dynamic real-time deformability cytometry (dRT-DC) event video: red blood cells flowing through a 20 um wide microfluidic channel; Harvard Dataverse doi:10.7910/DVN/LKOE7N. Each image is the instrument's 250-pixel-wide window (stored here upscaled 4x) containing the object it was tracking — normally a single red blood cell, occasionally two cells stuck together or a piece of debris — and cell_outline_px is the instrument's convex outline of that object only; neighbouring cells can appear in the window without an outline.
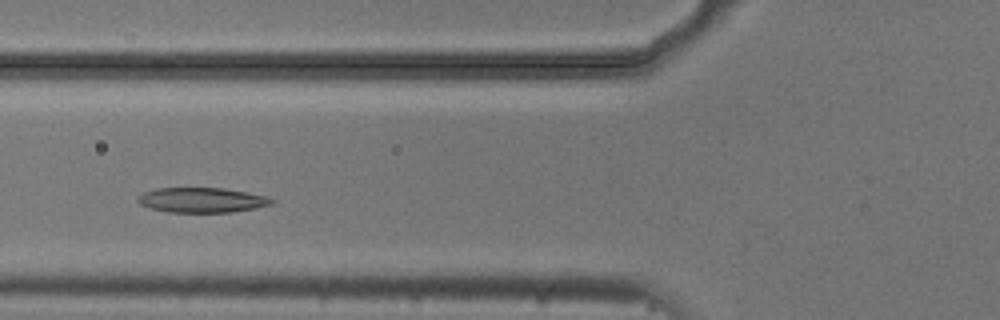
{"species": "common noctule bat (a hibernating species)", "species_latin": "Nyctalus noctula", "temperature_condition": "cold", "stored_images_in_passage": 7, "camera_frame_rate_fps": 3000, "um_per_image_px": 0.085, "animal": {"sex": "male", "body_mass_g": 20.5, "forearm_length_mm": 52.5}, "frame": {"image": 1, "passage_image": 4, "time_ms": 1.0, "image_size_px": [1000, 320], "cell_outline_px": [[276, 200], [272, 204], [232, 212], [168, 212], [148, 208], [140, 204], [136, 200], [136, 196], [144, 192], [156, 188], [224, 188], [264, 196]], "centroid_in_image_um": [17.08, 17.0], "position_along_channel_um": 108.7, "area_um2": 19.36}}
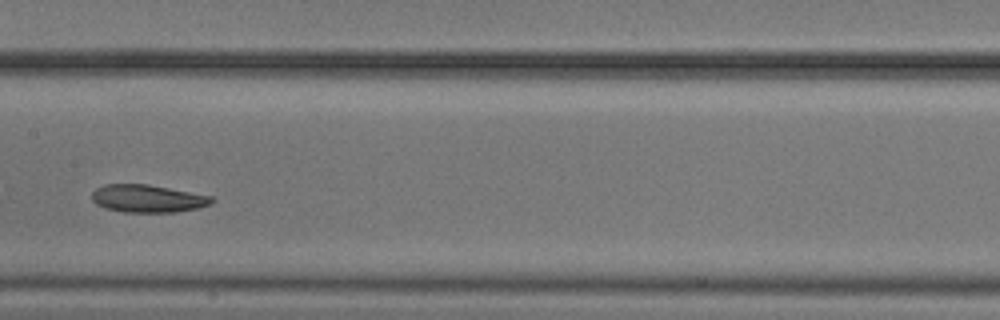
{"frame": {"image": 2, "passage_image": 6, "time_ms": 1.667, "image_size_px": [1000, 320], "cell_outline_px": [[216, 200], [212, 204], [196, 208], [176, 212], [124, 212], [108, 208], [96, 204], [92, 200], [92, 192], [96, 188], [104, 184], [148, 184], [212, 196]], "centroid_in_image_um": [12.57, 16.87], "position_along_channel_um": 194.8, "area_um2": 19.31}}
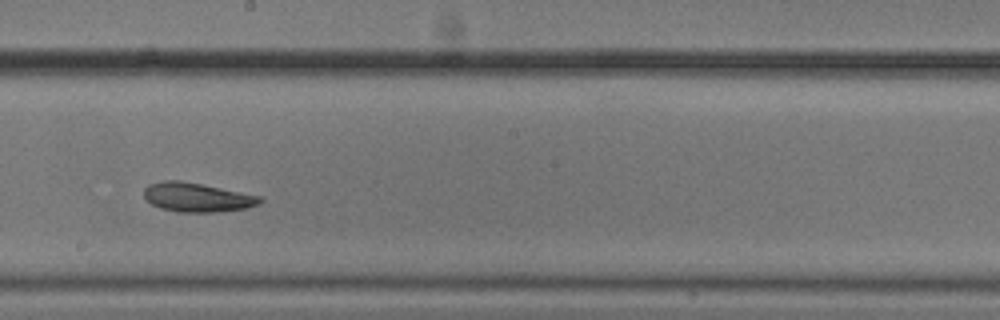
{"frame": {"image": 3, "passage_image": 7, "time_ms": 2.0, "image_size_px": [1000, 320], "cell_outline_px": [[264, 200], [260, 204], [244, 208], [216, 212], [180, 212], [160, 208], [152, 204], [144, 196], [144, 188], [148, 184], [160, 180], [180, 180], [260, 196]], "centroid_in_image_um": [16.72, 16.77], "position_along_channel_um": 231.5, "area_um2": 19.54}}